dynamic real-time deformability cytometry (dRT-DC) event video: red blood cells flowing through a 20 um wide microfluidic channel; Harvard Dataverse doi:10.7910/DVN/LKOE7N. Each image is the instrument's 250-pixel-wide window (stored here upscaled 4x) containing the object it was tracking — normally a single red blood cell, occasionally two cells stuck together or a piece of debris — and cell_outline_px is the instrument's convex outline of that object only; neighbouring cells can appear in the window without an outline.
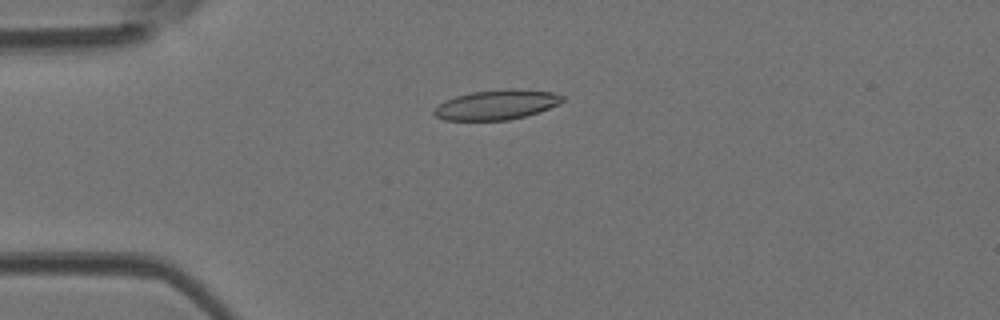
{"species": "Egyptian fruit bat (a non-hibernating species)", "species_latin": "Rousettus aegyptiacus", "temperature_condition": "room temperature", "stored_images_in_passage": 49, "camera_frame_rate_fps": 3000, "um_per_image_px": 0.085, "animal": {"sex": "female"}, "frame": {"image": 1, "passage_image": 12, "time_ms": 3.667, "image_size_px": [1000, 320], "cell_outline_px": [[564, 100], [548, 108], [524, 116], [508, 120], [444, 120], [436, 116], [432, 112], [444, 100], [456, 96], [472, 92], [508, 88], [552, 92], [564, 96]], "centroid_in_image_um": [42.18, 8.9], "position_along_channel_um": 42.8, "area_um2": 21.96}}
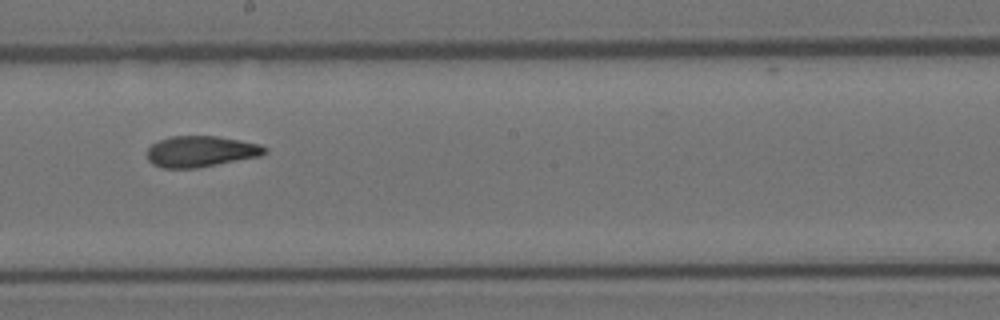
{"frame": {"image": 2, "passage_image": 27, "time_ms": 8.667, "image_size_px": [1000, 320], "cell_outline_px": [[268, 152], [260, 156], [196, 168], [164, 168], [152, 164], [148, 160], [148, 148], [152, 144], [160, 140], [172, 136], [216, 136], [240, 140], [260, 144], [268, 148]], "centroid_in_image_um": [17.09, 12.87], "position_along_channel_um": 231.1, "area_um2": 21.21}}
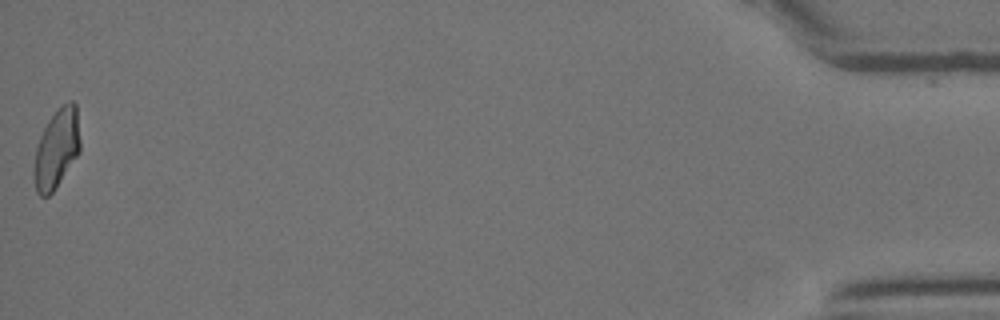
{"frame": {"image": 3, "passage_image": 48, "time_ms": 15.667, "image_size_px": [1000, 320], "cell_outline_px": [[80, 152], [52, 192], [48, 196], [40, 196], [36, 192], [32, 172], [36, 148], [40, 136], [48, 120], [68, 100], [72, 100], [76, 104], [80, 140]], "centroid_in_image_um": [4.8, 12.66], "position_along_channel_um": 430.4, "area_um2": 21.21}, "authors_computed_cell_mechanics": {"area_um2": 21.4438, "velocity_mm_per_s": 4.2265, "shape_relaxation_time_tau1_ms": null, "shape_relaxation_time_tau2_ms": 3.0083, "deformation_change_tau1": null, "deformation_change_tau2": 0.0875}}